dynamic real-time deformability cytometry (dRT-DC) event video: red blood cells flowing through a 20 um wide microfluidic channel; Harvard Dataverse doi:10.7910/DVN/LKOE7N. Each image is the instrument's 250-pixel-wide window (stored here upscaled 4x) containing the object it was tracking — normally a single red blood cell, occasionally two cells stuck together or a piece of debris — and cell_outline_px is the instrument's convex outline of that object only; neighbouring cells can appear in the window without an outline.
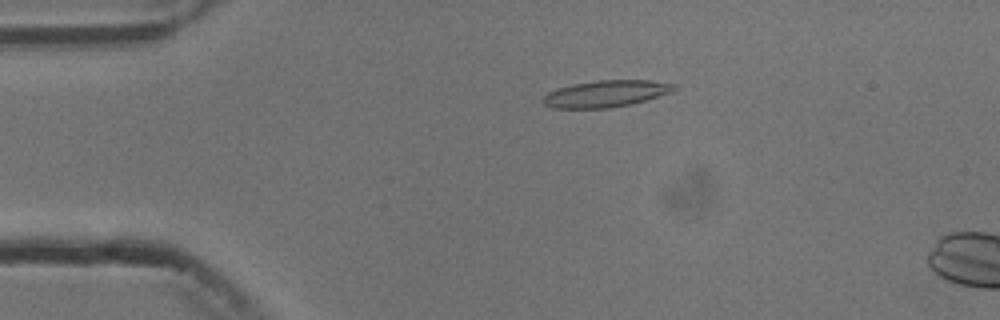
{"species": "common noctule bat (a hibernating species)", "species_latin": "Nyctalus noctula", "temperature_condition": "cold", "stored_images_in_passage": 4, "camera_frame_rate_fps": 3000, "um_per_image_px": 0.085, "animal": {"sex": "male", "body_mass_g": 13.3}, "frame": {"image": 1, "passage_image": 2, "time_ms": 1.0, "image_size_px": [1000, 320], "cell_outline_px": [[676, 88], [672, 92], [632, 104], [608, 108], [556, 108], [544, 104], [544, 96], [548, 92], [572, 84], [596, 80], [648, 80], [676, 84]], "centroid_in_image_um": [51.54, 7.96], "position_along_channel_um": 33.5, "area_um2": 20.23}}